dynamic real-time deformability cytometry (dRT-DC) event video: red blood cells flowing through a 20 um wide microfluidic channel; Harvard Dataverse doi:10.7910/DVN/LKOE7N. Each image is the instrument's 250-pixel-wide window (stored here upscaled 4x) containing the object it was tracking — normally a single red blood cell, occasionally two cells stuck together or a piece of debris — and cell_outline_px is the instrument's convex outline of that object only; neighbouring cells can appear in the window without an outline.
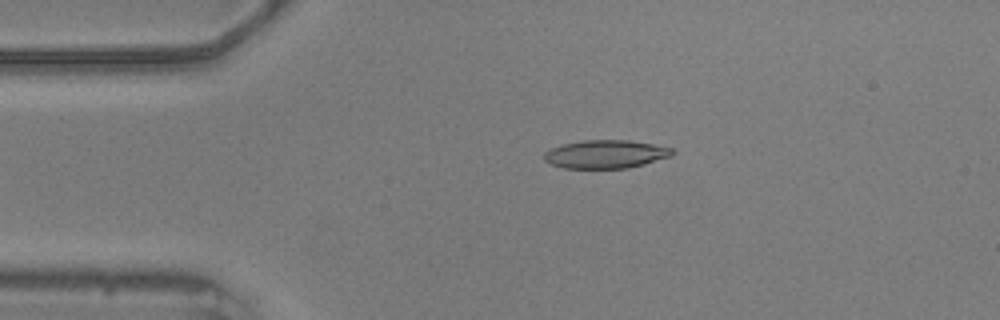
{"species": "common noctule bat (a hibernating species)", "species_latin": "Nyctalus noctula", "temperature_condition": "warm", "stored_images_in_passage": 56, "camera_frame_rate_fps": 3000, "um_per_image_px": 0.085, "animal": {"sex": "male", "body_mass_g": 20.5, "forearm_length_mm": 52.5}, "frame": {"image": 1, "passage_image": 11, "time_ms": 3.333, "image_size_px": [1000, 320], "cell_outline_px": [[676, 152], [672, 156], [644, 164], [628, 168], [564, 168], [548, 164], [544, 160], [544, 152], [552, 148], [564, 144], [584, 140], [628, 140], [652, 144], [672, 148]], "centroid_in_image_um": [51.48, 13.11], "position_along_channel_um": 33.5, "area_um2": 21.15}}
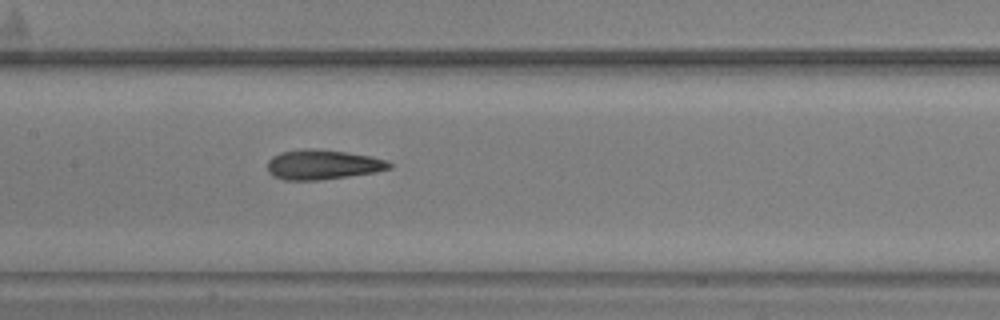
{"frame": {"image": 2, "passage_image": 26, "time_ms": 8.333, "image_size_px": [1000, 320], "cell_outline_px": [[392, 168], [376, 172], [320, 180], [284, 180], [272, 176], [268, 172], [268, 160], [272, 156], [280, 152], [304, 148], [316, 148], [372, 156], [388, 160], [392, 164]], "centroid_in_image_um": [27.43, 13.99], "position_along_channel_um": 180.0, "area_um2": 21.39}}
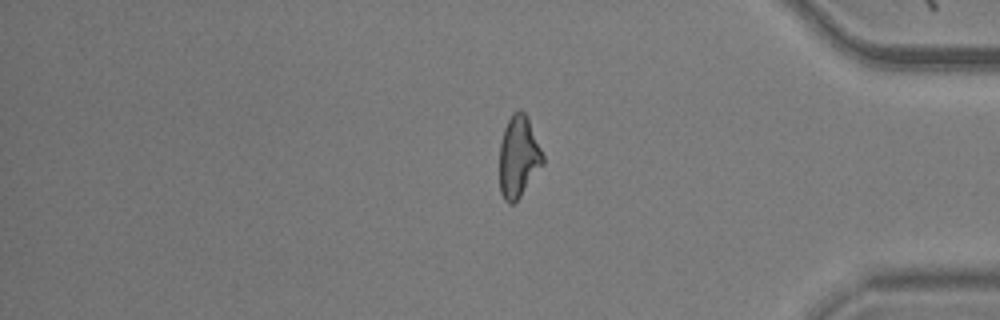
{"frame": {"image": 3, "passage_image": 46, "time_ms": 15.0, "image_size_px": [1000, 320], "cell_outline_px": [[544, 164], [520, 196], [512, 204], [508, 204], [504, 200], [500, 192], [500, 144], [504, 128], [512, 112], [520, 108], [528, 116], [544, 156]], "centroid_in_image_um": [44.08, 13.29], "position_along_channel_um": 391.1, "area_um2": 20.75}, "authors_computed_cell_mechanics": {"area_um2": 20.8369, "velocity_mm_per_s": 3.5896, "shape_relaxation_time_tau1_ms": 4.964, "shape_relaxation_time_tau2_ms": 2.4929, "deformation_change_tau1": 0.1873, "deformation_change_tau2": 0.1118}}